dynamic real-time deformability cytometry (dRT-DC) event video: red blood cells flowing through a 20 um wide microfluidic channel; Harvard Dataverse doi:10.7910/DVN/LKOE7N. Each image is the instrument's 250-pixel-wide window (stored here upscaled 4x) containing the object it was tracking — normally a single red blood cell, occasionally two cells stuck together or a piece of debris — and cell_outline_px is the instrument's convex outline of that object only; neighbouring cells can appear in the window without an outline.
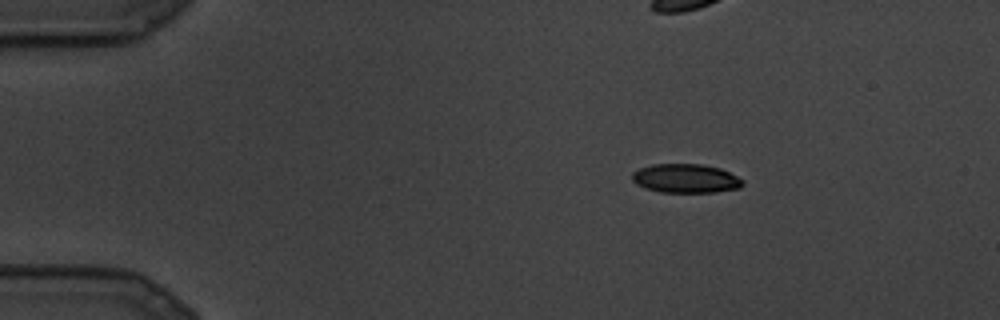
{"species": "common noctule bat (a hibernating species)", "species_latin": "Nyctalus noctula", "temperature_condition": "cold", "stored_images_in_passage": 24, "camera_frame_rate_fps": 3000, "um_per_image_px": 0.085, "animal": {"sex": "male", "body_mass_g": 19.5, "forearm_length_mm": 54.6}, "frame": {"image": 1, "passage_image": 1, "time_ms": 0.0, "image_size_px": [1000, 320], "cell_outline_px": [[744, 184], [740, 188], [716, 192], [660, 192], [644, 188], [636, 184], [632, 180], [632, 172], [640, 168], [652, 164], [700, 164], [720, 168], [744, 180]], "centroid_in_image_um": [58.27, 15.17], "position_along_channel_um": 26.7, "area_um2": 18.73}}
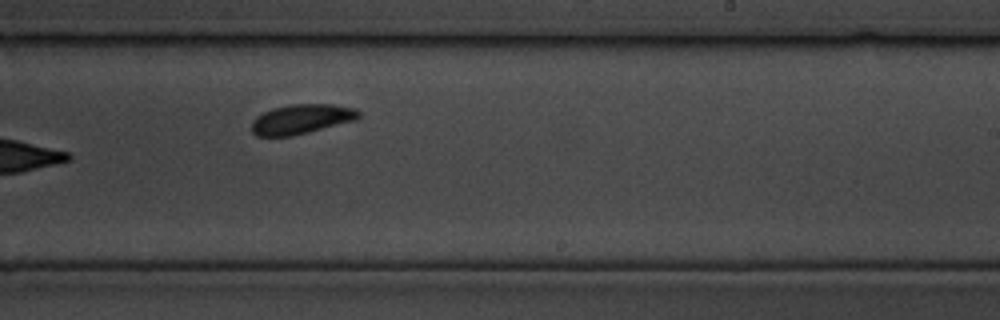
{"frame": {"image": 2, "passage_image": 14, "time_ms": 4.333, "image_size_px": [1000, 320], "cell_outline_px": [[360, 116], [356, 120], [292, 136], [256, 136], [252, 132], [252, 120], [256, 116], [272, 108], [292, 104], [332, 104], [356, 108], [360, 112]], "centroid_in_image_um": [25.62, 10.12], "position_along_channel_um": 263.4, "area_um2": 18.55}}
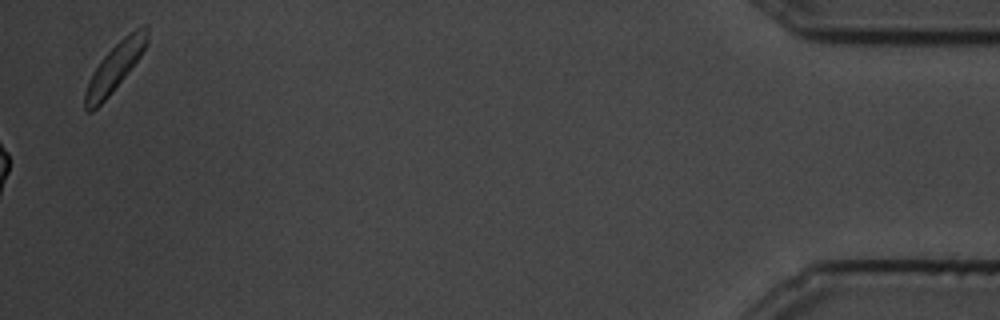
{"frame": {"image": 3, "passage_image": 24, "time_ms": 7.667, "image_size_px": [1000, 320], "cell_outline_px": [[148, 44], [140, 56], [108, 96], [92, 112], [88, 112], [84, 108], [84, 92], [88, 80], [92, 72], [100, 60], [128, 32], [144, 24], [148, 24]], "centroid_in_image_um": [9.75, 5.68], "position_along_channel_um": 425.4, "area_um2": 17.17}}